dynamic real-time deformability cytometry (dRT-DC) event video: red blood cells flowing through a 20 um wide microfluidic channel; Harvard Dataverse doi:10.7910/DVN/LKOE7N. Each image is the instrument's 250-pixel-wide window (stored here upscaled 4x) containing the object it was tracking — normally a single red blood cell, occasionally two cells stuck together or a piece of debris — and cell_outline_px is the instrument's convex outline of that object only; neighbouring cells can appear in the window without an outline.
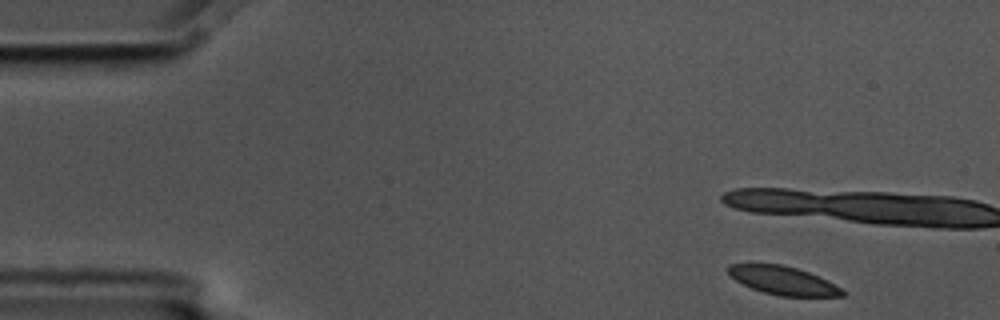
{"species": "common noctule bat (a hibernating species)", "species_latin": "Nyctalus noctula", "temperature_condition": "cold", "stored_images_in_passage": 3, "camera_frame_rate_fps": 3000, "um_per_image_px": 0.085, "animal": {"sex": "male", "body_mass_g": 17.5, "forearm_length_mm": 52.3}, "frame": {"image": 1, "passage_image": 1, "time_ms": 0.0, "image_size_px": [1000, 320], "cell_outline_px": [[848, 292], [844, 296], [780, 296], [764, 292], [752, 288], [736, 280], [724, 268], [728, 264], [780, 264], [796, 268], [808, 272], [828, 280]], "centroid_in_image_um": [66.59, 23.84], "position_along_channel_um": 18.4, "area_um2": 18.84}}